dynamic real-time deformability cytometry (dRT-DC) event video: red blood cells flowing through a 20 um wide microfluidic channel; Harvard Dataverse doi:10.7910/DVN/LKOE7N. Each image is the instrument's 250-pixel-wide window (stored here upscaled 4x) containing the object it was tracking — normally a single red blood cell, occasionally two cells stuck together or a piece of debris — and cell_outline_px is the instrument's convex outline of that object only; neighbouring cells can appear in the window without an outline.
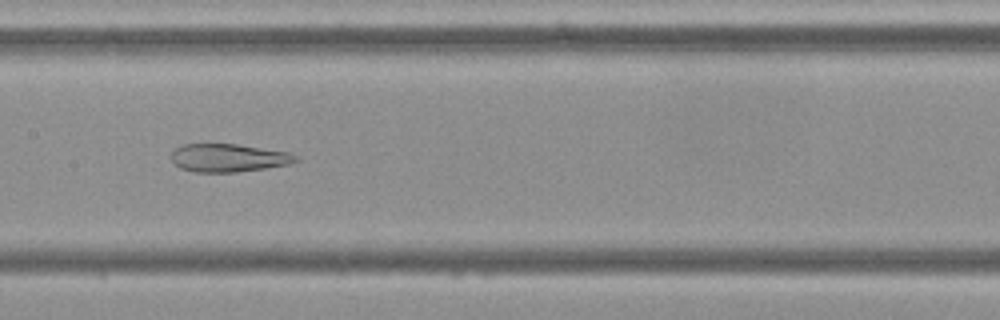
{"species": "Egyptian fruit bat (a non-hibernating species)", "species_latin": "Rousettus aegyptiacus", "temperature_condition": "cold", "stored_images_in_passage": 55, "camera_frame_rate_fps": 3000, "um_per_image_px": 0.085, "frame": {"image": 1, "passage_image": 27, "time_ms": 8.667, "image_size_px": [1000, 320], "cell_outline_px": [[300, 160], [288, 164], [264, 168], [236, 172], [196, 172], [180, 168], [172, 160], [172, 152], [176, 148], [184, 144], [236, 144], [288, 152], [296, 156]], "centroid_in_image_um": [19.41, 13.42], "position_along_channel_um": 188.0, "area_um2": 20.11}}
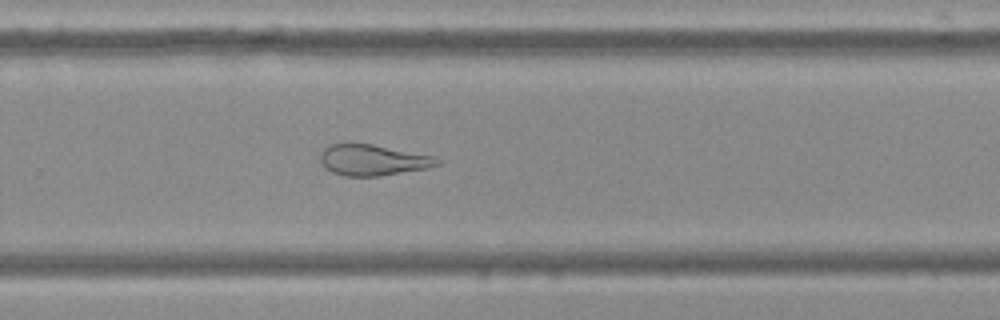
{"frame": {"image": 2, "passage_image": 36, "time_ms": 11.667, "image_size_px": [1000, 320], "cell_outline_px": [[440, 164], [428, 168], [380, 176], [344, 176], [332, 172], [320, 160], [320, 152], [328, 144], [372, 144], [436, 156], [440, 160]], "centroid_in_image_um": [31.72, 13.6], "position_along_channel_um": 298.1, "area_um2": 21.04}}
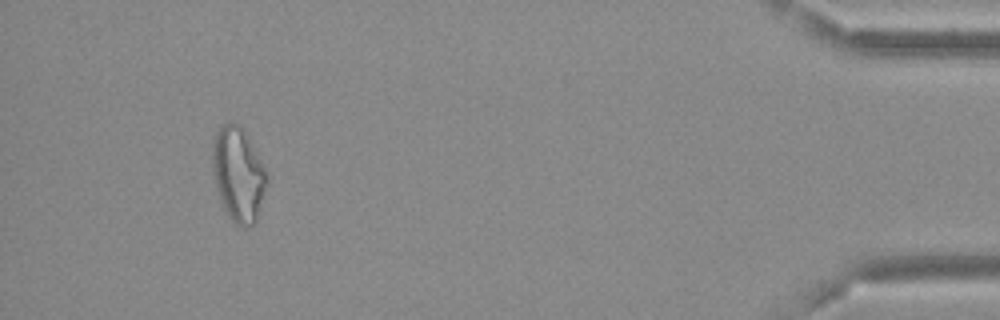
{"frame": {"image": 3, "passage_image": 51, "time_ms": 16.667, "image_size_px": [1000, 320], "cell_outline_px": [[268, 184], [256, 224], [244, 228], [240, 228], [228, 216], [220, 200], [212, 168], [212, 148], [216, 132], [224, 124], [240, 124], [244, 128], [264, 164], [268, 180]], "centroid_in_image_um": [20.29, 14.85], "position_along_channel_um": 414.9, "area_um2": 30.29}, "authors_computed_cell_mechanics": {"area_um2": 27.2238, "velocity_mm_per_s": 3.6805, "shape_relaxation_time_tau1_ms": null, "shape_relaxation_time_tau2_ms": 2.7367, "deformation_change_tau1": null, "deformation_change_tau2": 0.1201}}